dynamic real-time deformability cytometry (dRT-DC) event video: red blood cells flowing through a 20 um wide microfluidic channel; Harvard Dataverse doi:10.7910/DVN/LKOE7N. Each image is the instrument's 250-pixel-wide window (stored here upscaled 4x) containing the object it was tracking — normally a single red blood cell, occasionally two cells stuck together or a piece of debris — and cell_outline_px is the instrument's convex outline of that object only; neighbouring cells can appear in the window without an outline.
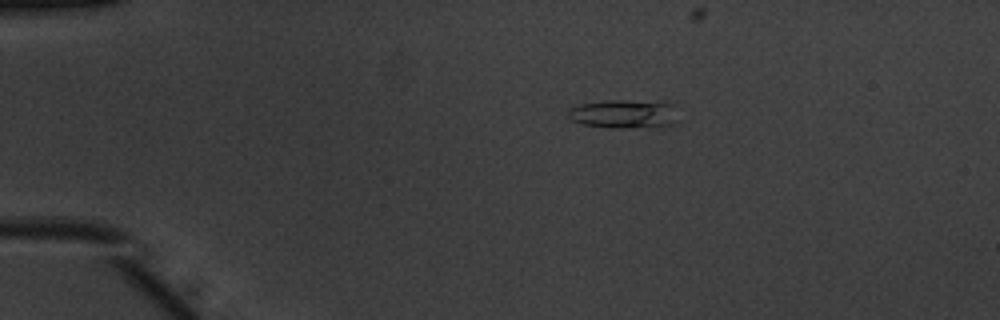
{"species": "common noctule bat (a hibernating species)", "species_latin": "Nyctalus noctula", "temperature_condition": "warm", "stored_images_in_passage": 33, "camera_frame_rate_fps": 3000, "um_per_image_px": 0.085, "animal": {"sex": "male", "body_mass_g": 20.1, "forearm_length_mm": 53.5}, "frame": {"image": 1, "passage_image": 1, "time_ms": 0.0, "image_size_px": [1000, 320], "cell_outline_px": [[680, 120], [672, 124], [628, 128], [616, 128], [580, 124], [568, 120], [568, 108], [580, 104], [608, 100], [656, 100], [676, 104]], "centroid_in_image_um": [53.09, 9.66], "position_along_channel_um": 31.9, "area_um2": 19.07}}
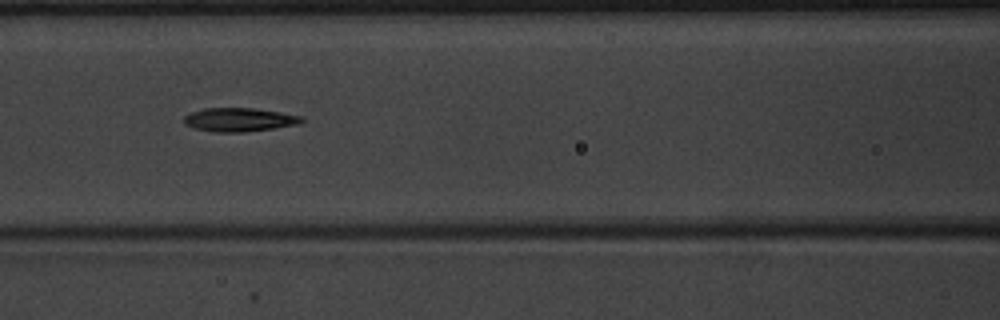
{"frame": {"image": 2, "passage_image": 14, "time_ms": 4.333, "image_size_px": [1000, 320], "cell_outline_px": [[304, 120], [300, 124], [244, 132], [212, 132], [192, 128], [184, 124], [184, 116], [192, 112], [204, 108], [256, 108], [304, 116]], "centroid_in_image_um": [20.34, 10.17], "position_along_channel_um": 146.3, "area_um2": 16.36}}
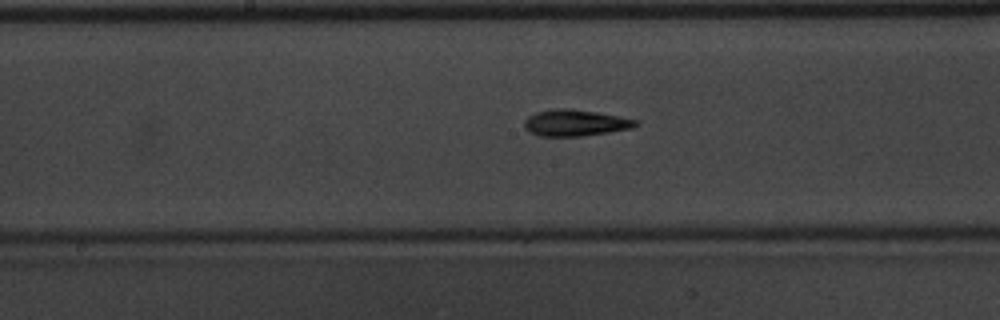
{"frame": {"image": 3, "passage_image": 18, "time_ms": 5.667, "image_size_px": [1000, 320], "cell_outline_px": [[640, 124], [632, 128], [584, 136], [540, 136], [528, 132], [524, 128], [524, 120], [528, 116], [536, 112], [556, 108], [568, 108], [596, 112], [640, 120]], "centroid_in_image_um": [48.89, 10.44], "position_along_channel_um": 199.3, "area_um2": 17.28}, "authors_computed_cell_mechanics": {"area_um2": 15.8372, "velocity_mm_per_s": 3.9714, "shape_relaxation_time_tau1_ms": null, "shape_relaxation_time_tau2_ms": 3.2651, "deformation_change_tau1": null, "deformation_change_tau2": 0.1163}}